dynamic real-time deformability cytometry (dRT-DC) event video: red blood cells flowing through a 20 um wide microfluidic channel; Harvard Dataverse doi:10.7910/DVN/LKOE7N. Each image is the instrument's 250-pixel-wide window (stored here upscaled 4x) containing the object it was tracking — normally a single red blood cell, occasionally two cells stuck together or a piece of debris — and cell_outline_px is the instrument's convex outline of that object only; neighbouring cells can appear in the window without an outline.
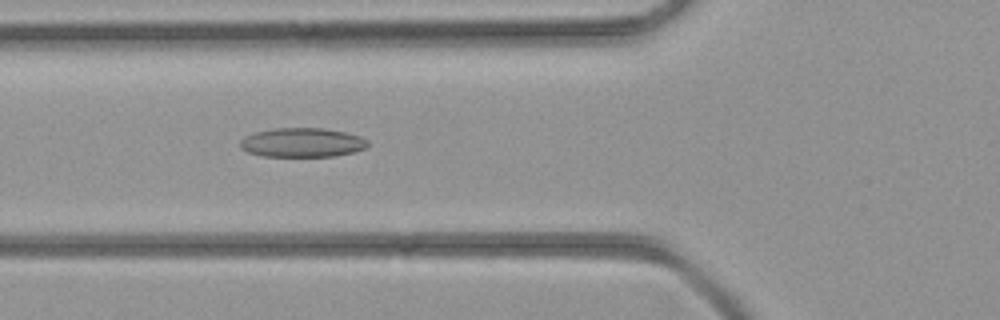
{"species": "common noctule bat (a hibernating species)", "species_latin": "Nyctalus noctula", "temperature_condition": "room temperature", "stored_images_in_passage": 33, "camera_frame_rate_fps": 3000, "um_per_image_px": 0.085, "animal": {"sex": "female", "body_mass_g": 21.9}, "frame": {"image": 1, "passage_image": 7, "time_ms": 2.0, "image_size_px": [1000, 320], "cell_outline_px": [[368, 148], [336, 156], [260, 156], [248, 152], [240, 148], [240, 140], [244, 136], [256, 132], [276, 128], [324, 128], [344, 132], [360, 136], [368, 140]], "centroid_in_image_um": [25.69, 12.12], "position_along_channel_um": 100.1, "area_um2": 21.79}}
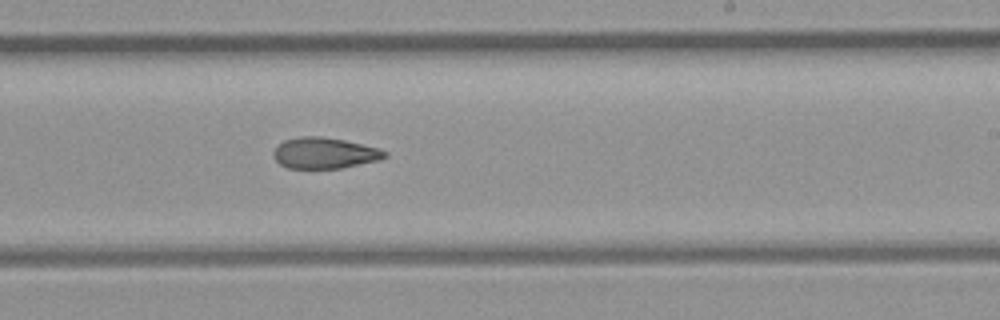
{"frame": {"image": 2, "passage_image": 17, "time_ms": 5.333, "image_size_px": [1000, 320], "cell_outline_px": [[388, 156], [380, 160], [340, 168], [288, 168], [280, 164], [272, 156], [272, 152], [284, 140], [300, 136], [320, 136], [344, 140], [380, 148], [388, 152]], "centroid_in_image_um": [27.6, 13.01], "position_along_channel_um": 261.4, "area_um2": 20.17}}
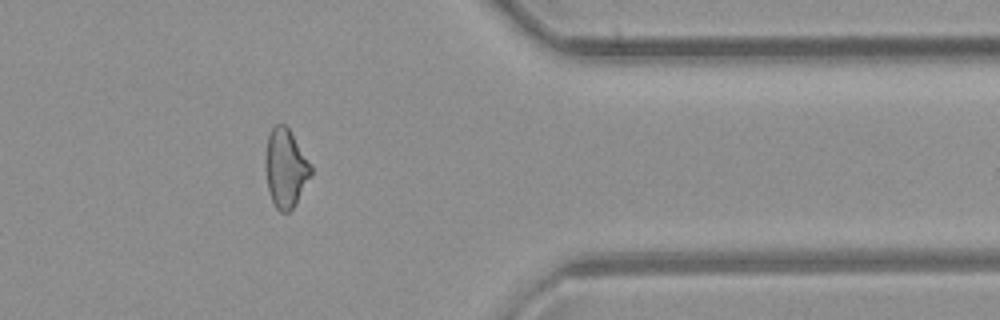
{"frame": {"image": 3, "passage_image": 26, "time_ms": 8.333, "image_size_px": [1000, 320], "cell_outline_px": [[312, 176], [296, 204], [288, 212], [280, 212], [276, 208], [272, 200], [268, 188], [268, 136], [272, 128], [276, 124], [284, 124], [292, 132], [312, 164]], "centroid_in_image_um": [24.36, 14.31], "position_along_channel_um": 387.0, "area_um2": 20.4}}